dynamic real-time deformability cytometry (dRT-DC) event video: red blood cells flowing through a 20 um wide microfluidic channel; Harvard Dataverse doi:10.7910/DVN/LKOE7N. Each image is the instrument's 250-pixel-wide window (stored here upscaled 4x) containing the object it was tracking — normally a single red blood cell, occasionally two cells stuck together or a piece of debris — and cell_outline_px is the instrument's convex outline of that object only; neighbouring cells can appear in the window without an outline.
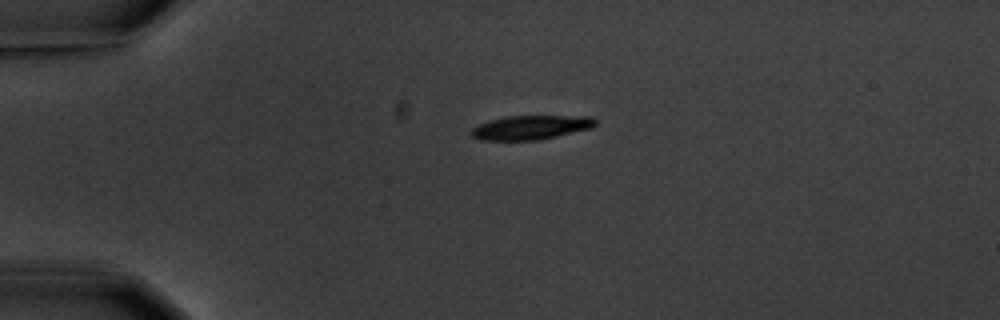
{"species": "common noctule bat (a hibernating species)", "species_latin": "Nyctalus noctula", "temperature_condition": "warm", "stored_images_in_passage": 2, "camera_frame_rate_fps": 3000, "um_per_image_px": 0.085, "animal": {"sex": "male", "body_mass_g": 20.1, "forearm_length_mm": 53.5}, "frame": {"image": 1, "passage_image": 1, "time_ms": 0.0, "image_size_px": [1000, 320], "cell_outline_px": [[596, 124], [592, 128], [540, 140], [480, 140], [472, 136], [472, 128], [488, 120], [508, 116], [592, 116], [596, 120]], "centroid_in_image_um": [45.15, 10.83], "position_along_channel_um": 39.9, "area_um2": 17.46}}